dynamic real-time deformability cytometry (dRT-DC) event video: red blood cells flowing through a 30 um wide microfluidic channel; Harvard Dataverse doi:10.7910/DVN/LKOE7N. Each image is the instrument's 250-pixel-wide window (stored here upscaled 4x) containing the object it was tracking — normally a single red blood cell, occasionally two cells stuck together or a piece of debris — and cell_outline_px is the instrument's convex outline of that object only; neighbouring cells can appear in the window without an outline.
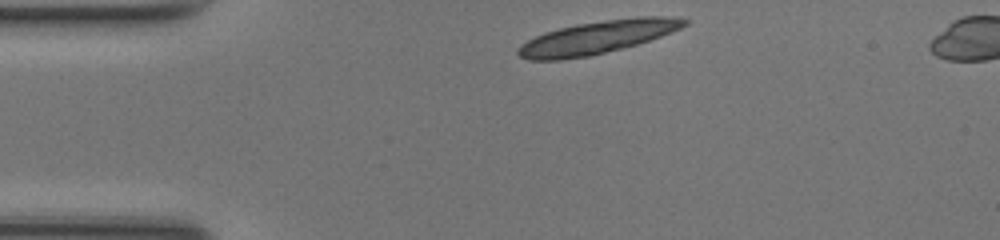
{"species": "common noctule bat (a hibernating species)", "species_latin": "Nyctalus noctula", "temperature_condition": "room temperature", "stored_images_in_passage": 40, "camera_frame_rate_fps": 3000, "um_per_image_px": 0.085, "animal": {"sex": "female", "body_mass_g": 17.0, "forearm_length_mm": 48.0}, "frame": {"image": 1, "passage_image": 1, "time_ms": 0.0, "image_size_px": [1000, 240], "cell_outline_px": [[692, 20], [688, 24], [672, 32], [636, 44], [588, 56], [560, 60], [528, 60], [520, 56], [516, 52], [516, 48], [520, 44], [544, 32], [576, 24], [604, 20], [636, 16], [672, 16]], "centroid_in_image_um": [50.78, 3.15], "position_along_channel_um": 34.2, "area_um2": 31.85}, "authors_computed_cell_mechanics": {"area_um2": 18.1492, "velocity_mm_per_s": 4.1779, "shape_relaxation_time_tau1_ms": 1.4964, "shape_relaxation_time_tau2_ms": 3.0372, "deformation_change_tau1": 0.0935, "deformation_change_tau2": 0.1068}}